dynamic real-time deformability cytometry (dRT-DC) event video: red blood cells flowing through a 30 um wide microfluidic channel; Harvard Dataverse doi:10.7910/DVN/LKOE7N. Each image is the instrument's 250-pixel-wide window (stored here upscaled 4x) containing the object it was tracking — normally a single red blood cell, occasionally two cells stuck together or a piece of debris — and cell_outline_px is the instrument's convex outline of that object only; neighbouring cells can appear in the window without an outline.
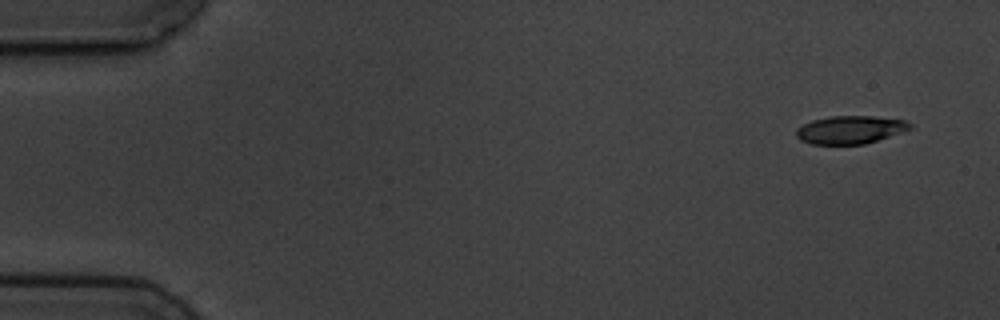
{"species": "common noctule bat (a hibernating species)", "species_latin": "Nyctalus noctula", "temperature_condition": "cold", "stored_images_in_passage": 8, "camera_frame_rate_fps": 3000, "um_per_image_px": 0.085, "animal": {"sex": "male", "body_mass_g": 19.5, "forearm_length_mm": 54.6}, "frame": {"image": 1, "passage_image": 1, "time_ms": 0.0, "image_size_px": [1000, 320], "cell_outline_px": [[912, 128], [864, 144], [812, 144], [800, 140], [796, 136], [796, 128], [812, 120], [832, 116], [872, 116], [904, 120], [912, 124]], "centroid_in_image_um": [72.23, 11.02], "position_along_channel_um": 12.8, "area_um2": 18.32}}
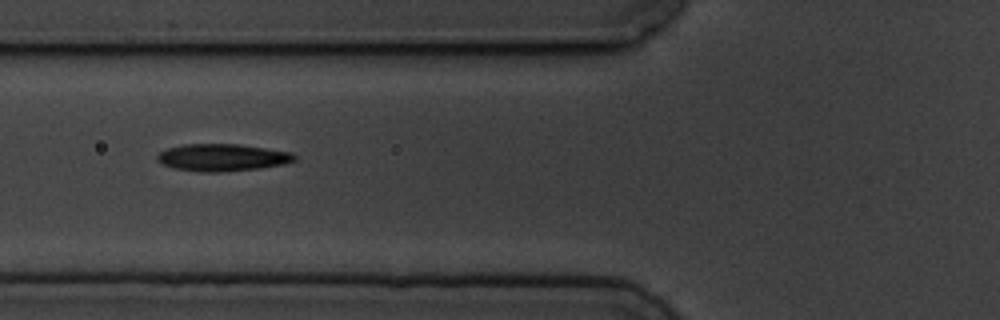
{"frame": {"image": 2, "passage_image": 6, "time_ms": 6.0, "image_size_px": [1000, 320], "cell_outline_px": [[296, 160], [284, 164], [260, 168], [216, 172], [200, 172], [172, 168], [156, 160], [156, 156], [160, 152], [168, 148], [184, 144], [236, 144], [292, 152], [296, 156]], "centroid_in_image_um": [18.88, 13.39], "position_along_channel_um": 106.9, "area_um2": 21.68}}
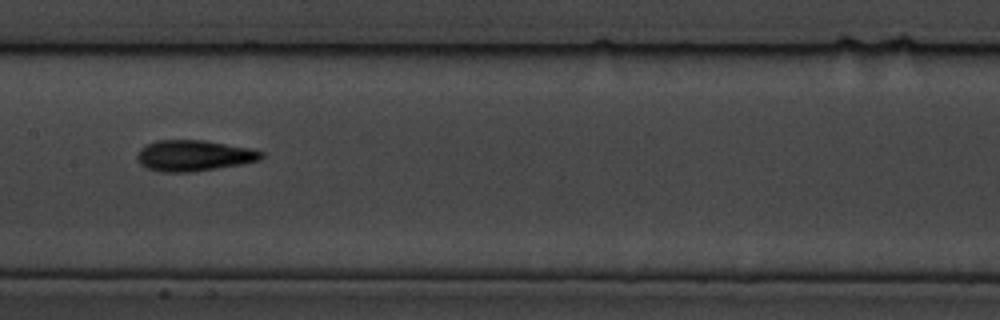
{"frame": {"image": 3, "passage_image": 8, "time_ms": 8.333, "image_size_px": [1000, 320], "cell_outline_px": [[264, 156], [260, 160], [240, 164], [192, 172], [160, 172], [148, 168], [140, 164], [136, 156], [140, 148], [156, 140], [204, 140], [248, 148], [264, 152]], "centroid_in_image_um": [16.45, 13.22], "position_along_channel_um": 190.9, "area_um2": 22.25}}